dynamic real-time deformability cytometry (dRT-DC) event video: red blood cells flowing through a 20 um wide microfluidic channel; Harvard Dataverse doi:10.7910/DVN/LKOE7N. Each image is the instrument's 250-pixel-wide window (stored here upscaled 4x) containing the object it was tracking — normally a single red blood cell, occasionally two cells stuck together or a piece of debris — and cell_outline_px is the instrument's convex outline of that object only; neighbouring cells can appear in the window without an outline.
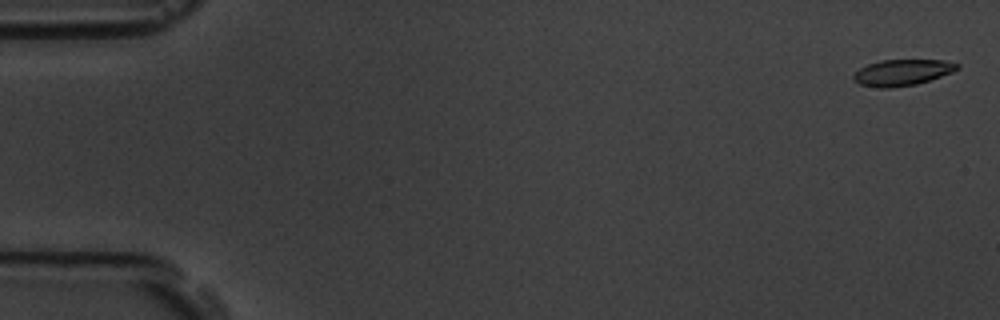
{"species": "common noctule bat (a hibernating species)", "species_latin": "Nyctalus noctula", "temperature_condition": "room temperature", "stored_images_in_passage": 7, "camera_frame_rate_fps": 3000, "um_per_image_px": 0.085, "animal": {"sex": "male", "body_mass_g": 19.5, "forearm_length_mm": 54.6}, "frame": {"image": 1, "passage_image": 1, "time_ms": 0.0, "image_size_px": [1000, 320], "cell_outline_px": [[960, 68], [952, 72], [916, 84], [892, 88], [880, 88], [860, 84], [852, 80], [852, 76], [860, 68], [868, 64], [880, 60], [944, 60], [960, 64]], "centroid_in_image_um": [76.68, 6.16], "position_along_channel_um": 8.3, "area_um2": 15.78}}
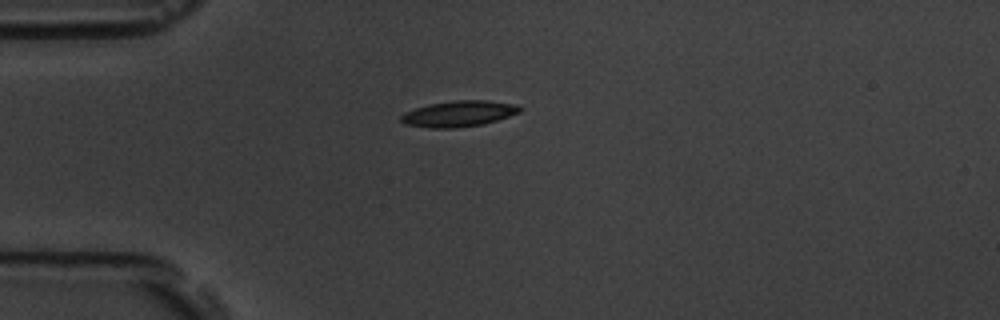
{"frame": {"image": 2, "passage_image": 5, "time_ms": 4.667, "image_size_px": [1000, 320], "cell_outline_px": [[524, 108], [520, 112], [484, 124], [456, 128], [428, 128], [404, 124], [400, 120], [400, 116], [404, 112], [428, 104], [456, 100], [488, 100], [516, 104]], "centroid_in_image_um": [38.99, 9.66], "position_along_channel_um": 46.0, "area_um2": 18.09}}
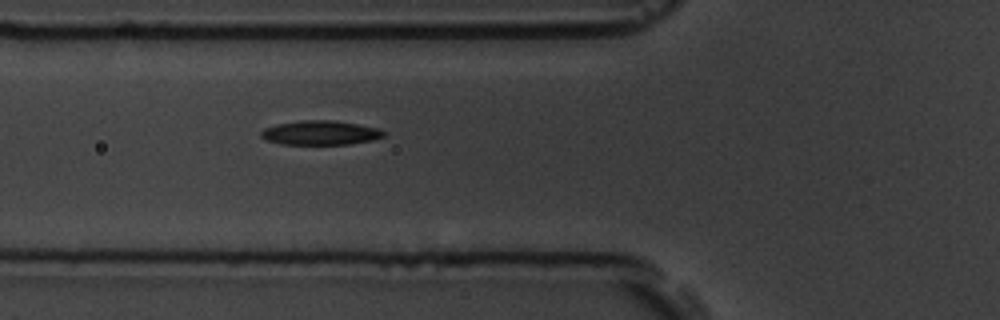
{"frame": {"image": 3, "passage_image": 7, "time_ms": 6.667, "image_size_px": [1000, 320], "cell_outline_px": [[384, 136], [372, 140], [348, 144], [280, 144], [268, 140], [260, 136], [260, 132], [264, 128], [276, 124], [300, 120], [332, 120], [380, 128], [384, 132]], "centroid_in_image_um": [27.21, 11.28], "position_along_channel_um": 98.6, "area_um2": 17.28}}